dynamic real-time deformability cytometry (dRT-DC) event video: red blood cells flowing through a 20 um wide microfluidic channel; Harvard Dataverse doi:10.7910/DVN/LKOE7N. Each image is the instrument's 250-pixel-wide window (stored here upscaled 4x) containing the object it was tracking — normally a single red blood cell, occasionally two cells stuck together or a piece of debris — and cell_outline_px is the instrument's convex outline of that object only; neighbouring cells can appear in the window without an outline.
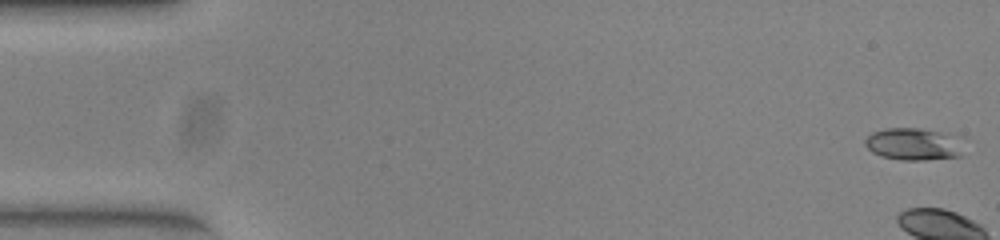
{"species": "common noctule bat (a hibernating species)", "species_latin": "Nyctalus noctula", "temperature_condition": "warm", "stored_images_in_passage": 6, "camera_frame_rate_fps": 3000, "um_per_image_px": 0.085, "animal": {"sex": "female", "body_mass_g": 23.0, "forearm_length_mm": 53.4}, "frame": {"image": 1, "passage_image": 1, "time_ms": 0.0, "image_size_px": [1000, 240], "cell_outline_px": [[960, 156], [924, 160], [900, 160], [880, 156], [872, 152], [864, 144], [864, 140], [872, 132], [884, 128], [920, 128], [948, 132], [956, 136]], "centroid_in_image_um": [77.57, 12.23], "position_along_channel_um": 7.4, "area_um2": 18.44}}